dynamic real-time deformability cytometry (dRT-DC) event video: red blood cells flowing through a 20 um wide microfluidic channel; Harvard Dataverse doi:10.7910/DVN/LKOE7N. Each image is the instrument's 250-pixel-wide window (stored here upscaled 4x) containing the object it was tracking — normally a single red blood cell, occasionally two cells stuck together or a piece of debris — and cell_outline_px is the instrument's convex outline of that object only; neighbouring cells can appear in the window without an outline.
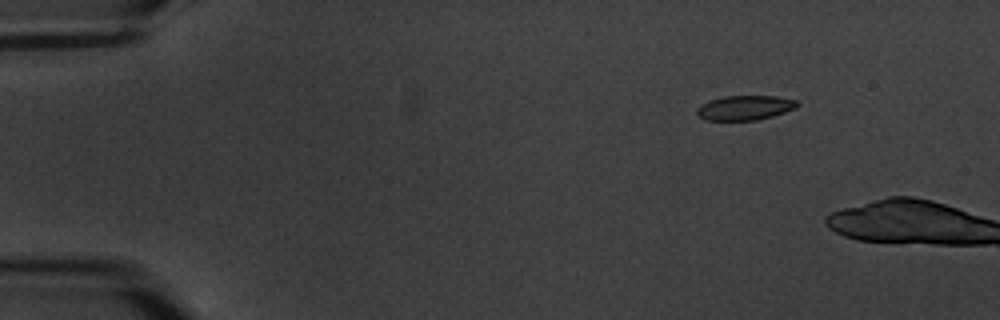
{"species": "common noctule bat (a hibernating species)", "species_latin": "Nyctalus noctula", "temperature_condition": "warm", "stored_images_in_passage": 3, "camera_frame_rate_fps": 3000, "um_per_image_px": 0.085, "animal": {"sex": "male", "body_mass_g": 20.1, "forearm_length_mm": 53.5}, "frame": {"image": 1, "passage_image": 2, "time_ms": 1.0, "image_size_px": [1000, 320], "cell_outline_px": [[800, 104], [796, 108], [772, 116], [756, 120], [704, 120], [696, 112], [696, 108], [700, 104], [708, 100], [724, 96], [776, 96], [796, 100]], "centroid_in_image_um": [63.29, 9.15], "position_along_channel_um": 21.7, "area_um2": 14.45}}